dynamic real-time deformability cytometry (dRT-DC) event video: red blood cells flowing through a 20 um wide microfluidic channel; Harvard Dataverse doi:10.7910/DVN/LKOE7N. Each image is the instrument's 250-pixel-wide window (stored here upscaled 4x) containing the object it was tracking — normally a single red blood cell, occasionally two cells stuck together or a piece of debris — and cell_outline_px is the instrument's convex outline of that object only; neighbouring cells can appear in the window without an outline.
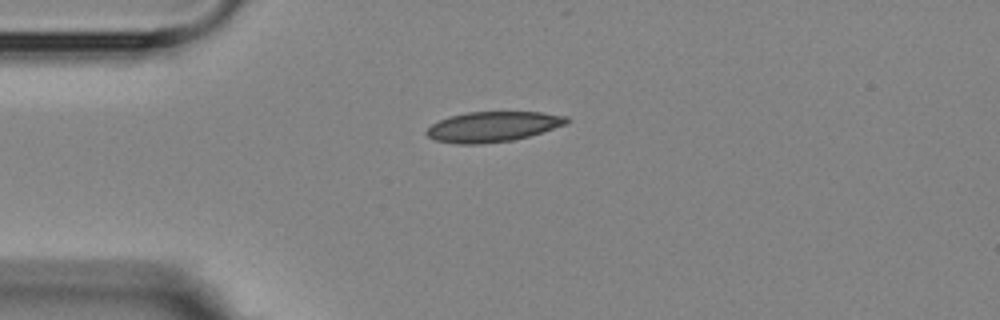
{"species": "Egyptian fruit bat (a non-hibernating species)", "species_latin": "Rousettus aegyptiacus", "temperature_condition": "room temperature", "stored_images_in_passage": 3, "camera_frame_rate_fps": 3000, "um_per_image_px": 0.085, "animal": {"sex": "female"}, "frame": {"image": 1, "passage_image": 1, "time_ms": 0.0, "image_size_px": [1000, 320], "cell_outline_px": [[568, 120], [564, 124], [528, 136], [512, 140], [480, 144], [456, 144], [432, 140], [424, 132], [432, 124], [448, 116], [468, 112], [540, 112], [568, 116]], "centroid_in_image_um": [41.81, 10.77], "position_along_channel_um": 43.2, "area_um2": 24.51}}
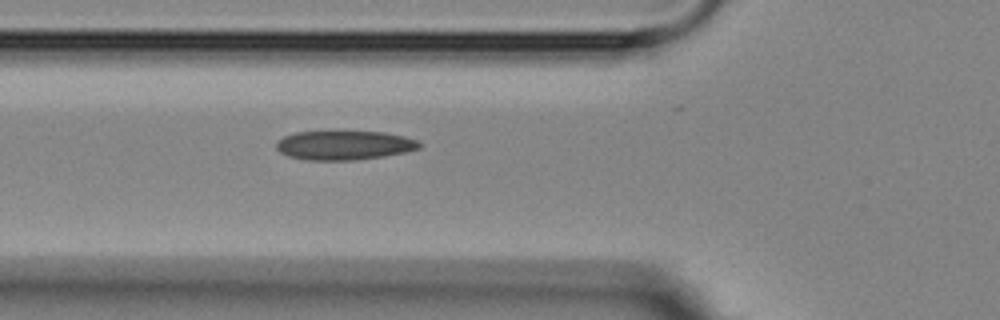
{"frame": {"image": 2, "passage_image": 3, "time_ms": 2.0, "image_size_px": [1000, 320], "cell_outline_px": [[420, 148], [404, 152], [384, 156], [356, 160], [304, 160], [288, 156], [280, 152], [276, 148], [276, 140], [284, 136], [296, 132], [340, 128], [384, 132], [404, 136], [416, 140], [420, 144]], "centroid_in_image_um": [29.2, 12.29], "position_along_channel_um": 96.6, "area_um2": 25.49}}